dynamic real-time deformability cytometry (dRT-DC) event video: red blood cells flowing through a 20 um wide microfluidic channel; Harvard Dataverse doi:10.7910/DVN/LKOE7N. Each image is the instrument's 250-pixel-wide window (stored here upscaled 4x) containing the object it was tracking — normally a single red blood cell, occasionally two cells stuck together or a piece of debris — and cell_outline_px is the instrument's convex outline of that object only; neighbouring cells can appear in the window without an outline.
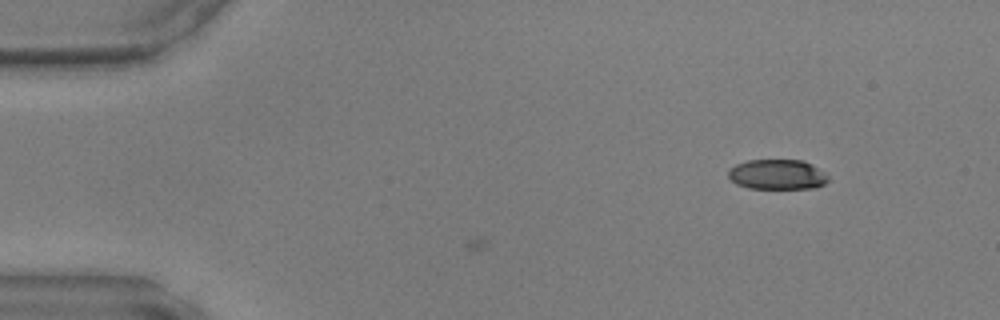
{"species": "common noctule bat (a hibernating species)", "species_latin": "Nyctalus noctula", "temperature_condition": "warm", "stored_images_in_passage": 7, "camera_frame_rate_fps": 3000, "um_per_image_px": 0.085, "animal": {"sex": "male", "body_mass_g": 17.9, "forearm_length_mm": 54.2}, "frame": {"image": 1, "passage_image": 7, "time_ms": 2.0, "image_size_px": [1000, 320], "cell_outline_px": [[828, 180], [824, 184], [816, 188], [748, 188], [736, 184], [728, 176], [728, 168], [736, 164], [748, 160], [804, 160], [812, 164], [824, 172], [828, 176]], "centroid_in_image_um": [66.06, 14.82], "position_along_channel_um": 18.9, "area_um2": 17.57}}